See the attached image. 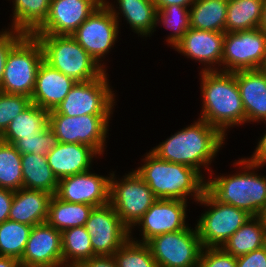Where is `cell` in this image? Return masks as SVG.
I'll return each instance as SVG.
<instances>
[{"label":"cell","instance_id":"cell-1","mask_svg":"<svg viewBox=\"0 0 266 267\" xmlns=\"http://www.w3.org/2000/svg\"><path fill=\"white\" fill-rule=\"evenodd\" d=\"M203 110L200 119L215 126L224 136L225 129L246 122V115L232 72H218L211 66L201 71Z\"/></svg>","mask_w":266,"mask_h":267},{"label":"cell","instance_id":"cell-2","mask_svg":"<svg viewBox=\"0 0 266 267\" xmlns=\"http://www.w3.org/2000/svg\"><path fill=\"white\" fill-rule=\"evenodd\" d=\"M225 136L203 119L175 133L151 150L159 159L196 169L209 165L219 151ZM201 165V166H200Z\"/></svg>","mask_w":266,"mask_h":267},{"label":"cell","instance_id":"cell-3","mask_svg":"<svg viewBox=\"0 0 266 267\" xmlns=\"http://www.w3.org/2000/svg\"><path fill=\"white\" fill-rule=\"evenodd\" d=\"M144 160L145 164L135 171L157 199L186 201L191 194L198 201L206 190L201 173L192 167L159 159L151 151Z\"/></svg>","mask_w":266,"mask_h":267},{"label":"cell","instance_id":"cell-4","mask_svg":"<svg viewBox=\"0 0 266 267\" xmlns=\"http://www.w3.org/2000/svg\"><path fill=\"white\" fill-rule=\"evenodd\" d=\"M44 61L76 82L94 80L106 71L71 35H34Z\"/></svg>","mask_w":266,"mask_h":267},{"label":"cell","instance_id":"cell-5","mask_svg":"<svg viewBox=\"0 0 266 267\" xmlns=\"http://www.w3.org/2000/svg\"><path fill=\"white\" fill-rule=\"evenodd\" d=\"M206 189L220 202L245 210L251 216L266 212V178L252 172L213 178Z\"/></svg>","mask_w":266,"mask_h":267},{"label":"cell","instance_id":"cell-6","mask_svg":"<svg viewBox=\"0 0 266 267\" xmlns=\"http://www.w3.org/2000/svg\"><path fill=\"white\" fill-rule=\"evenodd\" d=\"M43 50L34 35L25 34L9 51L0 91L31 98Z\"/></svg>","mask_w":266,"mask_h":267},{"label":"cell","instance_id":"cell-7","mask_svg":"<svg viewBox=\"0 0 266 267\" xmlns=\"http://www.w3.org/2000/svg\"><path fill=\"white\" fill-rule=\"evenodd\" d=\"M198 202L212 207L201 216L196 225L204 248L222 247L252 217L245 210L218 201L207 189Z\"/></svg>","mask_w":266,"mask_h":267},{"label":"cell","instance_id":"cell-8","mask_svg":"<svg viewBox=\"0 0 266 267\" xmlns=\"http://www.w3.org/2000/svg\"><path fill=\"white\" fill-rule=\"evenodd\" d=\"M110 176L109 203L121 218L122 223L130 230L157 200L148 184L134 170L121 182Z\"/></svg>","mask_w":266,"mask_h":267},{"label":"cell","instance_id":"cell-9","mask_svg":"<svg viewBox=\"0 0 266 267\" xmlns=\"http://www.w3.org/2000/svg\"><path fill=\"white\" fill-rule=\"evenodd\" d=\"M107 75L94 80L76 82L63 101L49 114L65 116L110 115L114 94L107 82Z\"/></svg>","mask_w":266,"mask_h":267},{"label":"cell","instance_id":"cell-10","mask_svg":"<svg viewBox=\"0 0 266 267\" xmlns=\"http://www.w3.org/2000/svg\"><path fill=\"white\" fill-rule=\"evenodd\" d=\"M146 244L158 267H199L203 246L196 227L155 236Z\"/></svg>","mask_w":266,"mask_h":267},{"label":"cell","instance_id":"cell-11","mask_svg":"<svg viewBox=\"0 0 266 267\" xmlns=\"http://www.w3.org/2000/svg\"><path fill=\"white\" fill-rule=\"evenodd\" d=\"M103 0L99 8L94 11L71 36L92 56L98 64L118 35V15L114 7Z\"/></svg>","mask_w":266,"mask_h":267},{"label":"cell","instance_id":"cell-12","mask_svg":"<svg viewBox=\"0 0 266 267\" xmlns=\"http://www.w3.org/2000/svg\"><path fill=\"white\" fill-rule=\"evenodd\" d=\"M111 115L65 116L49 114V127L60 143H78L93 148L99 155L103 152Z\"/></svg>","mask_w":266,"mask_h":267},{"label":"cell","instance_id":"cell-13","mask_svg":"<svg viewBox=\"0 0 266 267\" xmlns=\"http://www.w3.org/2000/svg\"><path fill=\"white\" fill-rule=\"evenodd\" d=\"M265 60L266 33L260 28L225 33L221 72L259 69Z\"/></svg>","mask_w":266,"mask_h":267},{"label":"cell","instance_id":"cell-14","mask_svg":"<svg viewBox=\"0 0 266 267\" xmlns=\"http://www.w3.org/2000/svg\"><path fill=\"white\" fill-rule=\"evenodd\" d=\"M85 228L91 236L94 256H112L131 236L110 203L94 207Z\"/></svg>","mask_w":266,"mask_h":267},{"label":"cell","instance_id":"cell-15","mask_svg":"<svg viewBox=\"0 0 266 267\" xmlns=\"http://www.w3.org/2000/svg\"><path fill=\"white\" fill-rule=\"evenodd\" d=\"M103 0H51L45 22L32 35H71Z\"/></svg>","mask_w":266,"mask_h":267},{"label":"cell","instance_id":"cell-16","mask_svg":"<svg viewBox=\"0 0 266 267\" xmlns=\"http://www.w3.org/2000/svg\"><path fill=\"white\" fill-rule=\"evenodd\" d=\"M110 177L90 173L67 176L59 179L56 196L69 203H84L93 207L109 204Z\"/></svg>","mask_w":266,"mask_h":267},{"label":"cell","instance_id":"cell-17","mask_svg":"<svg viewBox=\"0 0 266 267\" xmlns=\"http://www.w3.org/2000/svg\"><path fill=\"white\" fill-rule=\"evenodd\" d=\"M21 267H63L61 232L47 222L32 227Z\"/></svg>","mask_w":266,"mask_h":267},{"label":"cell","instance_id":"cell-18","mask_svg":"<svg viewBox=\"0 0 266 267\" xmlns=\"http://www.w3.org/2000/svg\"><path fill=\"white\" fill-rule=\"evenodd\" d=\"M186 201L157 199L137 222L142 227V242L147 243L155 236L186 229Z\"/></svg>","mask_w":266,"mask_h":267},{"label":"cell","instance_id":"cell-19","mask_svg":"<svg viewBox=\"0 0 266 267\" xmlns=\"http://www.w3.org/2000/svg\"><path fill=\"white\" fill-rule=\"evenodd\" d=\"M76 81L42 61L31 95V102L49 112L63 101Z\"/></svg>","mask_w":266,"mask_h":267},{"label":"cell","instance_id":"cell-20","mask_svg":"<svg viewBox=\"0 0 266 267\" xmlns=\"http://www.w3.org/2000/svg\"><path fill=\"white\" fill-rule=\"evenodd\" d=\"M225 32L189 28L174 46L180 53L204 64L222 62Z\"/></svg>","mask_w":266,"mask_h":267},{"label":"cell","instance_id":"cell-21","mask_svg":"<svg viewBox=\"0 0 266 267\" xmlns=\"http://www.w3.org/2000/svg\"><path fill=\"white\" fill-rule=\"evenodd\" d=\"M97 154L93 148L84 144L59 142L46 157L48 165L59 180L88 171L92 158Z\"/></svg>","mask_w":266,"mask_h":267},{"label":"cell","instance_id":"cell-22","mask_svg":"<svg viewBox=\"0 0 266 267\" xmlns=\"http://www.w3.org/2000/svg\"><path fill=\"white\" fill-rule=\"evenodd\" d=\"M240 91L247 121H266V77L260 71L241 70L233 72Z\"/></svg>","mask_w":266,"mask_h":267},{"label":"cell","instance_id":"cell-23","mask_svg":"<svg viewBox=\"0 0 266 267\" xmlns=\"http://www.w3.org/2000/svg\"><path fill=\"white\" fill-rule=\"evenodd\" d=\"M51 197L52 194L43 190L14 191L8 219L30 226L46 223Z\"/></svg>","mask_w":266,"mask_h":267},{"label":"cell","instance_id":"cell-24","mask_svg":"<svg viewBox=\"0 0 266 267\" xmlns=\"http://www.w3.org/2000/svg\"><path fill=\"white\" fill-rule=\"evenodd\" d=\"M266 245L264 216H252L221 247L226 253L238 257Z\"/></svg>","mask_w":266,"mask_h":267},{"label":"cell","instance_id":"cell-25","mask_svg":"<svg viewBox=\"0 0 266 267\" xmlns=\"http://www.w3.org/2000/svg\"><path fill=\"white\" fill-rule=\"evenodd\" d=\"M23 188L43 190L55 195L59 180L48 165L47 157L40 154H21Z\"/></svg>","mask_w":266,"mask_h":267},{"label":"cell","instance_id":"cell-26","mask_svg":"<svg viewBox=\"0 0 266 267\" xmlns=\"http://www.w3.org/2000/svg\"><path fill=\"white\" fill-rule=\"evenodd\" d=\"M49 125V111L31 104L8 125L0 140L14 144L21 137H36Z\"/></svg>","mask_w":266,"mask_h":267},{"label":"cell","instance_id":"cell-27","mask_svg":"<svg viewBox=\"0 0 266 267\" xmlns=\"http://www.w3.org/2000/svg\"><path fill=\"white\" fill-rule=\"evenodd\" d=\"M265 0H228L225 33L259 28Z\"/></svg>","mask_w":266,"mask_h":267},{"label":"cell","instance_id":"cell-28","mask_svg":"<svg viewBox=\"0 0 266 267\" xmlns=\"http://www.w3.org/2000/svg\"><path fill=\"white\" fill-rule=\"evenodd\" d=\"M189 12L190 28L225 32L228 0H195Z\"/></svg>","mask_w":266,"mask_h":267},{"label":"cell","instance_id":"cell-29","mask_svg":"<svg viewBox=\"0 0 266 267\" xmlns=\"http://www.w3.org/2000/svg\"><path fill=\"white\" fill-rule=\"evenodd\" d=\"M93 208L92 205L84 203L65 202L56 195H52L49 202L47 223L60 232L73 227L85 226Z\"/></svg>","mask_w":266,"mask_h":267},{"label":"cell","instance_id":"cell-30","mask_svg":"<svg viewBox=\"0 0 266 267\" xmlns=\"http://www.w3.org/2000/svg\"><path fill=\"white\" fill-rule=\"evenodd\" d=\"M90 238L85 226L61 232L63 267H76L79 263L94 257Z\"/></svg>","mask_w":266,"mask_h":267},{"label":"cell","instance_id":"cell-31","mask_svg":"<svg viewBox=\"0 0 266 267\" xmlns=\"http://www.w3.org/2000/svg\"><path fill=\"white\" fill-rule=\"evenodd\" d=\"M12 29L32 35L46 20L51 0H14Z\"/></svg>","mask_w":266,"mask_h":267},{"label":"cell","instance_id":"cell-32","mask_svg":"<svg viewBox=\"0 0 266 267\" xmlns=\"http://www.w3.org/2000/svg\"><path fill=\"white\" fill-rule=\"evenodd\" d=\"M121 13L133 30L140 35H150L157 26V8L152 0H117Z\"/></svg>","mask_w":266,"mask_h":267},{"label":"cell","instance_id":"cell-33","mask_svg":"<svg viewBox=\"0 0 266 267\" xmlns=\"http://www.w3.org/2000/svg\"><path fill=\"white\" fill-rule=\"evenodd\" d=\"M0 188L17 191L23 188L21 153L13 144L0 140Z\"/></svg>","mask_w":266,"mask_h":267},{"label":"cell","instance_id":"cell-34","mask_svg":"<svg viewBox=\"0 0 266 267\" xmlns=\"http://www.w3.org/2000/svg\"><path fill=\"white\" fill-rule=\"evenodd\" d=\"M33 226L7 219L0 224V256L18 260L24 254L27 240Z\"/></svg>","mask_w":266,"mask_h":267},{"label":"cell","instance_id":"cell-35","mask_svg":"<svg viewBox=\"0 0 266 267\" xmlns=\"http://www.w3.org/2000/svg\"><path fill=\"white\" fill-rule=\"evenodd\" d=\"M130 240L112 255L117 267H158L146 243Z\"/></svg>","mask_w":266,"mask_h":267},{"label":"cell","instance_id":"cell-36","mask_svg":"<svg viewBox=\"0 0 266 267\" xmlns=\"http://www.w3.org/2000/svg\"><path fill=\"white\" fill-rule=\"evenodd\" d=\"M189 12L187 7L179 5H170L157 9V24L162 21L163 25L170 28L174 32L168 37V43L175 46L190 28Z\"/></svg>","mask_w":266,"mask_h":267},{"label":"cell","instance_id":"cell-37","mask_svg":"<svg viewBox=\"0 0 266 267\" xmlns=\"http://www.w3.org/2000/svg\"><path fill=\"white\" fill-rule=\"evenodd\" d=\"M58 143V138L48 125L36 137H21L13 145L21 154L32 153L47 156Z\"/></svg>","mask_w":266,"mask_h":267},{"label":"cell","instance_id":"cell-38","mask_svg":"<svg viewBox=\"0 0 266 267\" xmlns=\"http://www.w3.org/2000/svg\"><path fill=\"white\" fill-rule=\"evenodd\" d=\"M31 104V98L28 96L0 91V136L9 123Z\"/></svg>","mask_w":266,"mask_h":267},{"label":"cell","instance_id":"cell-39","mask_svg":"<svg viewBox=\"0 0 266 267\" xmlns=\"http://www.w3.org/2000/svg\"><path fill=\"white\" fill-rule=\"evenodd\" d=\"M199 267H236V257L226 253L221 247H203Z\"/></svg>","mask_w":266,"mask_h":267},{"label":"cell","instance_id":"cell-40","mask_svg":"<svg viewBox=\"0 0 266 267\" xmlns=\"http://www.w3.org/2000/svg\"><path fill=\"white\" fill-rule=\"evenodd\" d=\"M0 34V86L4 74L6 59L10 49L25 35L24 33L11 29Z\"/></svg>","mask_w":266,"mask_h":267},{"label":"cell","instance_id":"cell-41","mask_svg":"<svg viewBox=\"0 0 266 267\" xmlns=\"http://www.w3.org/2000/svg\"><path fill=\"white\" fill-rule=\"evenodd\" d=\"M236 267H266V245L236 257Z\"/></svg>","mask_w":266,"mask_h":267},{"label":"cell","instance_id":"cell-42","mask_svg":"<svg viewBox=\"0 0 266 267\" xmlns=\"http://www.w3.org/2000/svg\"><path fill=\"white\" fill-rule=\"evenodd\" d=\"M258 143L259 144L254 152V155H252L253 157L249 158L248 160L241 159L236 164L239 166L240 164H243L245 170H254L253 168L266 164V133L263 135V137H261V140Z\"/></svg>","mask_w":266,"mask_h":267},{"label":"cell","instance_id":"cell-43","mask_svg":"<svg viewBox=\"0 0 266 267\" xmlns=\"http://www.w3.org/2000/svg\"><path fill=\"white\" fill-rule=\"evenodd\" d=\"M14 191L0 188V224L8 219Z\"/></svg>","mask_w":266,"mask_h":267},{"label":"cell","instance_id":"cell-44","mask_svg":"<svg viewBox=\"0 0 266 267\" xmlns=\"http://www.w3.org/2000/svg\"><path fill=\"white\" fill-rule=\"evenodd\" d=\"M76 267H117L113 256H94Z\"/></svg>","mask_w":266,"mask_h":267},{"label":"cell","instance_id":"cell-45","mask_svg":"<svg viewBox=\"0 0 266 267\" xmlns=\"http://www.w3.org/2000/svg\"><path fill=\"white\" fill-rule=\"evenodd\" d=\"M157 9H162L170 5H179L182 7L192 6L195 0H152Z\"/></svg>","mask_w":266,"mask_h":267},{"label":"cell","instance_id":"cell-46","mask_svg":"<svg viewBox=\"0 0 266 267\" xmlns=\"http://www.w3.org/2000/svg\"><path fill=\"white\" fill-rule=\"evenodd\" d=\"M0 267H21V264L16 258L0 256Z\"/></svg>","mask_w":266,"mask_h":267},{"label":"cell","instance_id":"cell-47","mask_svg":"<svg viewBox=\"0 0 266 267\" xmlns=\"http://www.w3.org/2000/svg\"><path fill=\"white\" fill-rule=\"evenodd\" d=\"M259 28L266 33V0L264 2L263 17Z\"/></svg>","mask_w":266,"mask_h":267},{"label":"cell","instance_id":"cell-48","mask_svg":"<svg viewBox=\"0 0 266 267\" xmlns=\"http://www.w3.org/2000/svg\"><path fill=\"white\" fill-rule=\"evenodd\" d=\"M259 69L264 74V76L266 77V60L262 63V65L260 66Z\"/></svg>","mask_w":266,"mask_h":267}]
</instances>
